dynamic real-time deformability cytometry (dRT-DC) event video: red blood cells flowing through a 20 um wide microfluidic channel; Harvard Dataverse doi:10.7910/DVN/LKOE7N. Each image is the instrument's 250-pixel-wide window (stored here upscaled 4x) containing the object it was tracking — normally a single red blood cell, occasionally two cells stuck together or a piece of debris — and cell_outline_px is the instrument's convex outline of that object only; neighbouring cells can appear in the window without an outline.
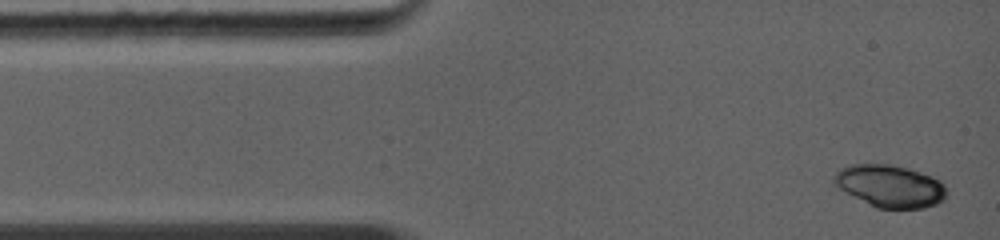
{"species": "common noctule bat (a hibernating species)", "species_latin": "Nyctalus noctula", "temperature_condition": "warm", "stored_images_in_passage": 44, "camera_frame_rate_fps": 5000, "um_per_image_px": 0.085, "animal": {"sex": "female", "body_mass_g": 19.0, "forearm_length_mm": 56.7}, "frame": {"image": 1, "passage_image": 1, "time_ms": 0.0, "image_size_px": [1000, 240], "cell_outline_px": [[944, 200], [936, 204], [924, 208], [876, 208], [832, 184], [832, 180], [836, 172], [844, 168], [860, 164], [884, 164], [904, 168], [928, 176], [944, 184]], "centroid_in_image_um": [75.61, 15.84], "position_along_channel_um": 9.4, "area_um2": 26.82}}
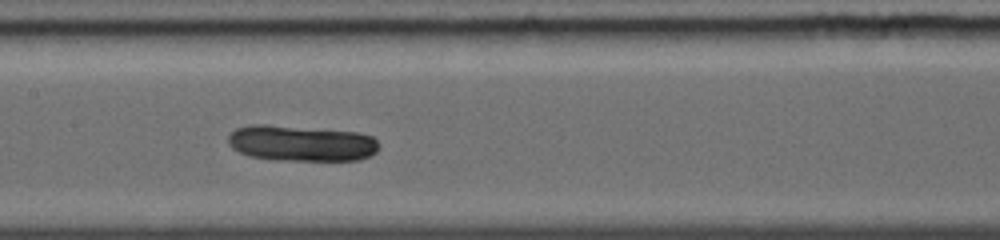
{"frame": {"image": 2, "passage_image": 24, "time_ms": 5.4, "image_size_px": [1000, 240], "cell_outline_px": [[380, 148], [376, 152], [360, 160], [272, 160], [248, 156], [232, 148], [228, 144], [228, 136], [236, 128], [248, 124], [268, 124], [356, 132], [372, 136], [380, 144]], "centroid_in_image_um": [25.59, 12.17], "position_along_channel_um": 181.8, "area_um2": 31.85}}
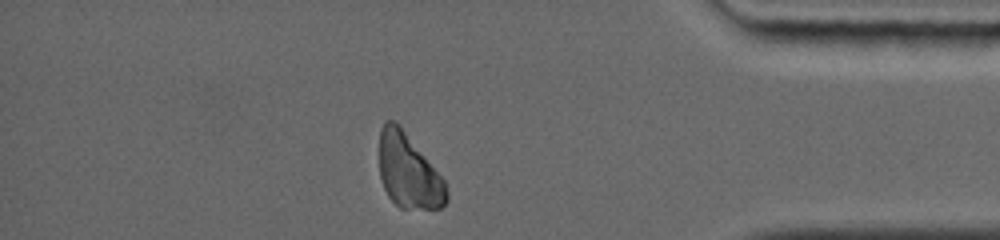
{"frame": {"image": 3, "passage_image": 42, "time_ms": 11.0, "image_size_px": [1000, 240], "cell_outline_px": [[448, 200], [440, 208], [400, 208], [388, 196], [384, 188], [380, 176], [380, 128], [384, 120], [396, 120], [400, 124], [444, 180], [448, 192]], "centroid_in_image_um": [34.72, 14.53], "position_along_channel_um": 400.5, "area_um2": 29.02}}